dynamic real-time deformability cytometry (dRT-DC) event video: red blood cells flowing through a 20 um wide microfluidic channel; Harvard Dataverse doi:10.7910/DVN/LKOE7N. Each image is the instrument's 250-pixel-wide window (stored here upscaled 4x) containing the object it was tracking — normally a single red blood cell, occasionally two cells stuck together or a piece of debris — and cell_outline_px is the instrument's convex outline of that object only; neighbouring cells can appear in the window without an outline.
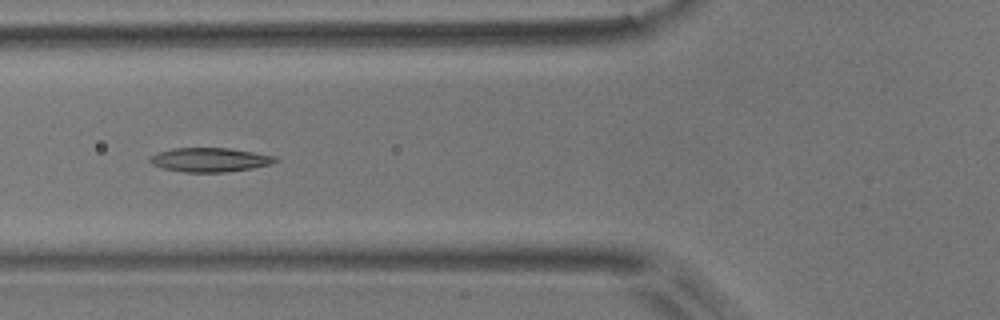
{"species": "common noctule bat (a hibernating species)", "species_latin": "Nyctalus noctula", "temperature_condition": "room temperature", "stored_images_in_passage": 7, "camera_frame_rate_fps": 3000, "um_per_image_px": 0.085, "animal": {"sex": "male", "body_mass_g": 17.9}, "frame": {"image": 1, "passage_image": 6, "time_ms": 1.667, "image_size_px": [1000, 320], "cell_outline_px": [[280, 160], [272, 164], [252, 168], [228, 172], [184, 172], [164, 168], [152, 164], [148, 160], [148, 156], [156, 152], [172, 148], [228, 148], [276, 156]], "centroid_in_image_um": [17.82, 13.58], "position_along_channel_um": 108.0, "area_um2": 17.74}}
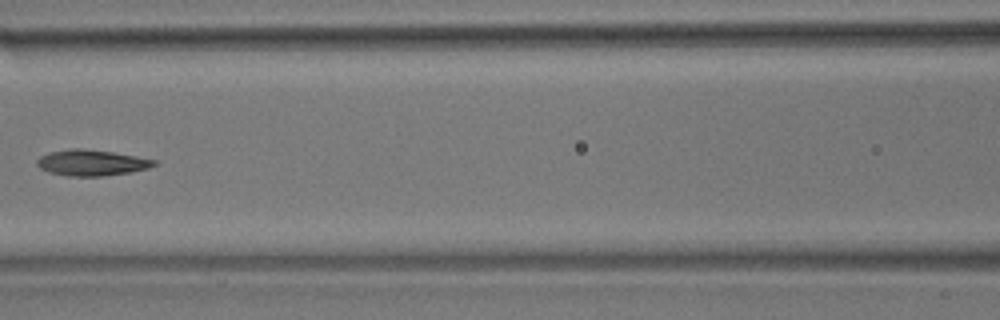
{"frame": {"image": 2, "passage_image": 7, "time_ms": 2.0, "image_size_px": [1000, 320], "cell_outline_px": [[156, 164], [148, 168], [132, 172], [100, 176], [68, 176], [48, 172], [40, 168], [36, 164], [36, 160], [40, 156], [48, 152], [72, 148], [80, 148], [112, 152], [136, 156], [156, 160]], "centroid_in_image_um": [7.75, 13.83], "position_along_channel_um": 158.9, "area_um2": 17.69}}